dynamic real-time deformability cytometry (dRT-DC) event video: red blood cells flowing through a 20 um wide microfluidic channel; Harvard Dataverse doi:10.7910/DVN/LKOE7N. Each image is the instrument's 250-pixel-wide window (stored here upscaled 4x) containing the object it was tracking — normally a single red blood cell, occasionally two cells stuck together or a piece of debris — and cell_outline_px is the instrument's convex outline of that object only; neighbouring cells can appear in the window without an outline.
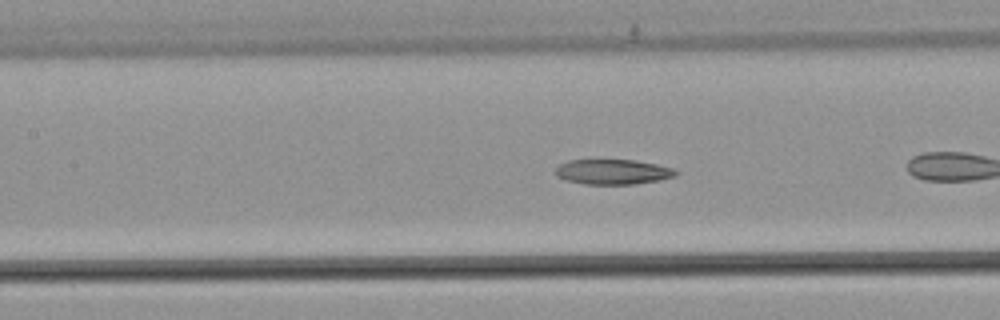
{"species": "common noctule bat (a hibernating species)", "species_latin": "Nyctalus noctula", "temperature_condition": "warm", "stored_images_in_passage": 25, "camera_frame_rate_fps": 3000, "um_per_image_px": 0.085, "animal": {"sex": "male", "body_mass_g": 21.5, "forearm_length_mm": 52.0}, "frame": {"image": 1, "passage_image": 8, "time_ms": 2.333, "image_size_px": [1000, 320], "cell_outline_px": [[680, 172], [676, 176], [660, 180], [632, 184], [584, 184], [564, 180], [556, 176], [556, 168], [560, 164], [568, 160], [592, 156], [636, 160], [656, 164], [672, 168]], "centroid_in_image_um": [52.03, 14.55], "position_along_channel_um": 155.4, "area_um2": 18.61}}